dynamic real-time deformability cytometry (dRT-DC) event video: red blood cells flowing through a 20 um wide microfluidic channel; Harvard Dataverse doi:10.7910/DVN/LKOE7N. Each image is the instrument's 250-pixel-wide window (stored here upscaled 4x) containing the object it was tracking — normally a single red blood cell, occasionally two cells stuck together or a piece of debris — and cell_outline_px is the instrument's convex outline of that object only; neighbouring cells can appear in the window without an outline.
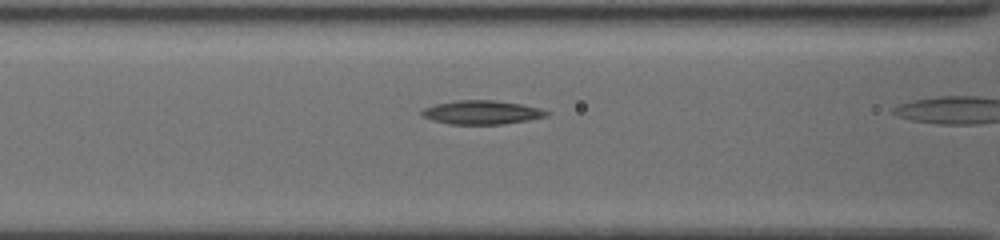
{"species": "common noctule bat (a hibernating species)", "species_latin": "Nyctalus noctula", "temperature_condition": "cold", "stored_images_in_passage": 20, "camera_frame_rate_fps": 3000, "um_per_image_px": 0.085, "animal": {"sex": "female", "body_mass_g": 19.5, "forearm_length_mm": 54.1}, "frame": {"image": 1, "passage_image": 17, "time_ms": 4.333, "image_size_px": [1000, 240], "cell_outline_px": [[548, 116], [528, 120], [504, 124], [448, 124], [432, 120], [424, 116], [420, 112], [424, 108], [436, 104], [456, 100], [492, 100], [520, 104], [540, 108], [548, 112]], "centroid_in_image_um": [40.94, 9.55], "position_along_channel_um": 125.7, "area_um2": 17.17}}